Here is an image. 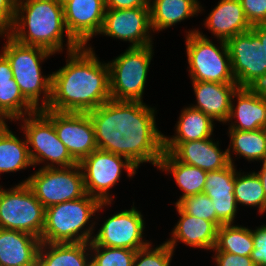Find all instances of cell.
Returning a JSON list of instances; mask_svg holds the SVG:
<instances>
[{
	"label": "cell",
	"mask_w": 266,
	"mask_h": 266,
	"mask_svg": "<svg viewBox=\"0 0 266 266\" xmlns=\"http://www.w3.org/2000/svg\"><path fill=\"white\" fill-rule=\"evenodd\" d=\"M87 113L98 149L123 156L137 168L146 162L158 167L164 149L154 107L143 101L110 99Z\"/></svg>",
	"instance_id": "obj_1"
},
{
	"label": "cell",
	"mask_w": 266,
	"mask_h": 266,
	"mask_svg": "<svg viewBox=\"0 0 266 266\" xmlns=\"http://www.w3.org/2000/svg\"><path fill=\"white\" fill-rule=\"evenodd\" d=\"M92 46L67 52L66 65L52 72L51 99L46 109L89 112L111 99L108 63Z\"/></svg>",
	"instance_id": "obj_2"
},
{
	"label": "cell",
	"mask_w": 266,
	"mask_h": 266,
	"mask_svg": "<svg viewBox=\"0 0 266 266\" xmlns=\"http://www.w3.org/2000/svg\"><path fill=\"white\" fill-rule=\"evenodd\" d=\"M64 35L67 37V52L80 47L67 31L64 9L57 0H17L9 33L14 40L43 47L55 54L64 49Z\"/></svg>",
	"instance_id": "obj_3"
},
{
	"label": "cell",
	"mask_w": 266,
	"mask_h": 266,
	"mask_svg": "<svg viewBox=\"0 0 266 266\" xmlns=\"http://www.w3.org/2000/svg\"><path fill=\"white\" fill-rule=\"evenodd\" d=\"M110 204L112 203L101 202L96 197L86 194L73 201L49 206L45 209L41 243L91 242L94 226L97 225L91 217H94L102 207ZM91 221L93 222L89 224Z\"/></svg>",
	"instance_id": "obj_4"
},
{
	"label": "cell",
	"mask_w": 266,
	"mask_h": 266,
	"mask_svg": "<svg viewBox=\"0 0 266 266\" xmlns=\"http://www.w3.org/2000/svg\"><path fill=\"white\" fill-rule=\"evenodd\" d=\"M2 54L8 59L14 80L22 95L37 109L48 107L51 99V74L43 75L41 62L54 55L51 51L32 45H24L6 35ZM41 103H39L41 99ZM41 104V105H40Z\"/></svg>",
	"instance_id": "obj_5"
},
{
	"label": "cell",
	"mask_w": 266,
	"mask_h": 266,
	"mask_svg": "<svg viewBox=\"0 0 266 266\" xmlns=\"http://www.w3.org/2000/svg\"><path fill=\"white\" fill-rule=\"evenodd\" d=\"M185 39L192 82L236 83L225 41L220 40L218 48L199 29L187 31Z\"/></svg>",
	"instance_id": "obj_6"
},
{
	"label": "cell",
	"mask_w": 266,
	"mask_h": 266,
	"mask_svg": "<svg viewBox=\"0 0 266 266\" xmlns=\"http://www.w3.org/2000/svg\"><path fill=\"white\" fill-rule=\"evenodd\" d=\"M153 45L128 47L124 53L108 62L110 95L116 101H143Z\"/></svg>",
	"instance_id": "obj_7"
},
{
	"label": "cell",
	"mask_w": 266,
	"mask_h": 266,
	"mask_svg": "<svg viewBox=\"0 0 266 266\" xmlns=\"http://www.w3.org/2000/svg\"><path fill=\"white\" fill-rule=\"evenodd\" d=\"M19 120L23 123L19 125L25 135L34 166L44 163L41 168H58L78 164L58 138L54 124L40 110L17 121Z\"/></svg>",
	"instance_id": "obj_8"
},
{
	"label": "cell",
	"mask_w": 266,
	"mask_h": 266,
	"mask_svg": "<svg viewBox=\"0 0 266 266\" xmlns=\"http://www.w3.org/2000/svg\"><path fill=\"white\" fill-rule=\"evenodd\" d=\"M45 208L25 183L4 189L0 185V228L27 232L41 239Z\"/></svg>",
	"instance_id": "obj_9"
},
{
	"label": "cell",
	"mask_w": 266,
	"mask_h": 266,
	"mask_svg": "<svg viewBox=\"0 0 266 266\" xmlns=\"http://www.w3.org/2000/svg\"><path fill=\"white\" fill-rule=\"evenodd\" d=\"M27 184L38 201L49 206L84 197L83 172L79 164L70 167L39 168L20 184Z\"/></svg>",
	"instance_id": "obj_10"
},
{
	"label": "cell",
	"mask_w": 266,
	"mask_h": 266,
	"mask_svg": "<svg viewBox=\"0 0 266 266\" xmlns=\"http://www.w3.org/2000/svg\"><path fill=\"white\" fill-rule=\"evenodd\" d=\"M78 164L83 172L86 193L101 202L113 201L109 191L120 181L123 170L126 169L127 176L132 177L138 169L127 158L100 149Z\"/></svg>",
	"instance_id": "obj_11"
},
{
	"label": "cell",
	"mask_w": 266,
	"mask_h": 266,
	"mask_svg": "<svg viewBox=\"0 0 266 266\" xmlns=\"http://www.w3.org/2000/svg\"><path fill=\"white\" fill-rule=\"evenodd\" d=\"M231 70L239 87L266 88V51L259 37L249 30L227 42Z\"/></svg>",
	"instance_id": "obj_12"
},
{
	"label": "cell",
	"mask_w": 266,
	"mask_h": 266,
	"mask_svg": "<svg viewBox=\"0 0 266 266\" xmlns=\"http://www.w3.org/2000/svg\"><path fill=\"white\" fill-rule=\"evenodd\" d=\"M40 111L54 124L58 138L78 163L98 149L93 122L88 113Z\"/></svg>",
	"instance_id": "obj_13"
},
{
	"label": "cell",
	"mask_w": 266,
	"mask_h": 266,
	"mask_svg": "<svg viewBox=\"0 0 266 266\" xmlns=\"http://www.w3.org/2000/svg\"><path fill=\"white\" fill-rule=\"evenodd\" d=\"M143 215L134 207L108 217L93 236L90 246H105L139 250L150 241L143 239Z\"/></svg>",
	"instance_id": "obj_14"
},
{
	"label": "cell",
	"mask_w": 266,
	"mask_h": 266,
	"mask_svg": "<svg viewBox=\"0 0 266 266\" xmlns=\"http://www.w3.org/2000/svg\"><path fill=\"white\" fill-rule=\"evenodd\" d=\"M149 7L106 9L99 35L129 41V47L152 45Z\"/></svg>",
	"instance_id": "obj_15"
},
{
	"label": "cell",
	"mask_w": 266,
	"mask_h": 266,
	"mask_svg": "<svg viewBox=\"0 0 266 266\" xmlns=\"http://www.w3.org/2000/svg\"><path fill=\"white\" fill-rule=\"evenodd\" d=\"M64 20L69 35L80 45L88 42L102 29L105 0H72L64 6Z\"/></svg>",
	"instance_id": "obj_16"
},
{
	"label": "cell",
	"mask_w": 266,
	"mask_h": 266,
	"mask_svg": "<svg viewBox=\"0 0 266 266\" xmlns=\"http://www.w3.org/2000/svg\"><path fill=\"white\" fill-rule=\"evenodd\" d=\"M234 98L237 99L235 106ZM232 100L226 121L231 122L229 129L253 131L266 125V88L238 87Z\"/></svg>",
	"instance_id": "obj_17"
},
{
	"label": "cell",
	"mask_w": 266,
	"mask_h": 266,
	"mask_svg": "<svg viewBox=\"0 0 266 266\" xmlns=\"http://www.w3.org/2000/svg\"><path fill=\"white\" fill-rule=\"evenodd\" d=\"M236 167L230 163L227 167L209 171L206 175L203 193L211 198L217 218L223 224H233L238 207L234 196Z\"/></svg>",
	"instance_id": "obj_18"
},
{
	"label": "cell",
	"mask_w": 266,
	"mask_h": 266,
	"mask_svg": "<svg viewBox=\"0 0 266 266\" xmlns=\"http://www.w3.org/2000/svg\"><path fill=\"white\" fill-rule=\"evenodd\" d=\"M175 207L180 218L171 232L172 236L165 242L173 250L177 242H182L192 248L212 251L216 245L218 227L211 221L183 212L176 204Z\"/></svg>",
	"instance_id": "obj_19"
},
{
	"label": "cell",
	"mask_w": 266,
	"mask_h": 266,
	"mask_svg": "<svg viewBox=\"0 0 266 266\" xmlns=\"http://www.w3.org/2000/svg\"><path fill=\"white\" fill-rule=\"evenodd\" d=\"M197 104L192 108L202 111L213 121H226L230 114L233 93L239 87L236 83L192 82Z\"/></svg>",
	"instance_id": "obj_20"
},
{
	"label": "cell",
	"mask_w": 266,
	"mask_h": 266,
	"mask_svg": "<svg viewBox=\"0 0 266 266\" xmlns=\"http://www.w3.org/2000/svg\"><path fill=\"white\" fill-rule=\"evenodd\" d=\"M171 154L180 162L198 167L206 172L227 167L228 151L219 148V141L212 138L180 143Z\"/></svg>",
	"instance_id": "obj_21"
},
{
	"label": "cell",
	"mask_w": 266,
	"mask_h": 266,
	"mask_svg": "<svg viewBox=\"0 0 266 266\" xmlns=\"http://www.w3.org/2000/svg\"><path fill=\"white\" fill-rule=\"evenodd\" d=\"M40 238L0 228V266H37Z\"/></svg>",
	"instance_id": "obj_22"
},
{
	"label": "cell",
	"mask_w": 266,
	"mask_h": 266,
	"mask_svg": "<svg viewBox=\"0 0 266 266\" xmlns=\"http://www.w3.org/2000/svg\"><path fill=\"white\" fill-rule=\"evenodd\" d=\"M217 38L227 42L237 34L251 30L239 0H220L206 17L204 24Z\"/></svg>",
	"instance_id": "obj_23"
},
{
	"label": "cell",
	"mask_w": 266,
	"mask_h": 266,
	"mask_svg": "<svg viewBox=\"0 0 266 266\" xmlns=\"http://www.w3.org/2000/svg\"><path fill=\"white\" fill-rule=\"evenodd\" d=\"M178 119L174 136L163 135L164 152L171 153L182 142L208 139L213 135L214 121L191 105L181 110Z\"/></svg>",
	"instance_id": "obj_24"
},
{
	"label": "cell",
	"mask_w": 266,
	"mask_h": 266,
	"mask_svg": "<svg viewBox=\"0 0 266 266\" xmlns=\"http://www.w3.org/2000/svg\"><path fill=\"white\" fill-rule=\"evenodd\" d=\"M37 266H91L90 242L41 243Z\"/></svg>",
	"instance_id": "obj_25"
},
{
	"label": "cell",
	"mask_w": 266,
	"mask_h": 266,
	"mask_svg": "<svg viewBox=\"0 0 266 266\" xmlns=\"http://www.w3.org/2000/svg\"><path fill=\"white\" fill-rule=\"evenodd\" d=\"M149 9L153 33L170 28L204 10L198 0H149Z\"/></svg>",
	"instance_id": "obj_26"
},
{
	"label": "cell",
	"mask_w": 266,
	"mask_h": 266,
	"mask_svg": "<svg viewBox=\"0 0 266 266\" xmlns=\"http://www.w3.org/2000/svg\"><path fill=\"white\" fill-rule=\"evenodd\" d=\"M157 169L171 173L182 190L177 202L186 196L203 193L207 172L178 161L170 152H163Z\"/></svg>",
	"instance_id": "obj_27"
},
{
	"label": "cell",
	"mask_w": 266,
	"mask_h": 266,
	"mask_svg": "<svg viewBox=\"0 0 266 266\" xmlns=\"http://www.w3.org/2000/svg\"><path fill=\"white\" fill-rule=\"evenodd\" d=\"M34 166L26 138L19 139L5 124L0 129V173L17 172Z\"/></svg>",
	"instance_id": "obj_28"
},
{
	"label": "cell",
	"mask_w": 266,
	"mask_h": 266,
	"mask_svg": "<svg viewBox=\"0 0 266 266\" xmlns=\"http://www.w3.org/2000/svg\"><path fill=\"white\" fill-rule=\"evenodd\" d=\"M228 133L230 144L227 151L230 163L234 164L235 161L230 152L239 155V158L242 156L249 162L266 160V140L261 129L253 131L229 129Z\"/></svg>",
	"instance_id": "obj_29"
},
{
	"label": "cell",
	"mask_w": 266,
	"mask_h": 266,
	"mask_svg": "<svg viewBox=\"0 0 266 266\" xmlns=\"http://www.w3.org/2000/svg\"><path fill=\"white\" fill-rule=\"evenodd\" d=\"M253 249L252 229L234 224H223L217 229V241L212 251L250 256Z\"/></svg>",
	"instance_id": "obj_30"
},
{
	"label": "cell",
	"mask_w": 266,
	"mask_h": 266,
	"mask_svg": "<svg viewBox=\"0 0 266 266\" xmlns=\"http://www.w3.org/2000/svg\"><path fill=\"white\" fill-rule=\"evenodd\" d=\"M36 111L38 110L22 95L14 78L0 81V115L5 121H16Z\"/></svg>",
	"instance_id": "obj_31"
},
{
	"label": "cell",
	"mask_w": 266,
	"mask_h": 266,
	"mask_svg": "<svg viewBox=\"0 0 266 266\" xmlns=\"http://www.w3.org/2000/svg\"><path fill=\"white\" fill-rule=\"evenodd\" d=\"M247 174V175H246ZM234 196L238 204L257 207L262 215L266 212V198L260 177L256 171L245 173L238 172L235 176Z\"/></svg>",
	"instance_id": "obj_32"
},
{
	"label": "cell",
	"mask_w": 266,
	"mask_h": 266,
	"mask_svg": "<svg viewBox=\"0 0 266 266\" xmlns=\"http://www.w3.org/2000/svg\"><path fill=\"white\" fill-rule=\"evenodd\" d=\"M136 252L126 248L90 246L91 266H132Z\"/></svg>",
	"instance_id": "obj_33"
},
{
	"label": "cell",
	"mask_w": 266,
	"mask_h": 266,
	"mask_svg": "<svg viewBox=\"0 0 266 266\" xmlns=\"http://www.w3.org/2000/svg\"><path fill=\"white\" fill-rule=\"evenodd\" d=\"M175 204L185 213L196 218L213 222L218 228L223 223L217 218L211 198L204 193L190 195L180 199Z\"/></svg>",
	"instance_id": "obj_34"
},
{
	"label": "cell",
	"mask_w": 266,
	"mask_h": 266,
	"mask_svg": "<svg viewBox=\"0 0 266 266\" xmlns=\"http://www.w3.org/2000/svg\"><path fill=\"white\" fill-rule=\"evenodd\" d=\"M174 250L166 243L152 248L150 242L147 246L137 250L132 266H170Z\"/></svg>",
	"instance_id": "obj_35"
},
{
	"label": "cell",
	"mask_w": 266,
	"mask_h": 266,
	"mask_svg": "<svg viewBox=\"0 0 266 266\" xmlns=\"http://www.w3.org/2000/svg\"><path fill=\"white\" fill-rule=\"evenodd\" d=\"M251 26L266 24V0H239Z\"/></svg>",
	"instance_id": "obj_36"
},
{
	"label": "cell",
	"mask_w": 266,
	"mask_h": 266,
	"mask_svg": "<svg viewBox=\"0 0 266 266\" xmlns=\"http://www.w3.org/2000/svg\"><path fill=\"white\" fill-rule=\"evenodd\" d=\"M254 249L250 258L256 266H266V225H261L253 230Z\"/></svg>",
	"instance_id": "obj_37"
},
{
	"label": "cell",
	"mask_w": 266,
	"mask_h": 266,
	"mask_svg": "<svg viewBox=\"0 0 266 266\" xmlns=\"http://www.w3.org/2000/svg\"><path fill=\"white\" fill-rule=\"evenodd\" d=\"M17 0H0V37L9 35L16 11Z\"/></svg>",
	"instance_id": "obj_38"
},
{
	"label": "cell",
	"mask_w": 266,
	"mask_h": 266,
	"mask_svg": "<svg viewBox=\"0 0 266 266\" xmlns=\"http://www.w3.org/2000/svg\"><path fill=\"white\" fill-rule=\"evenodd\" d=\"M217 266H256L250 256L235 255L229 252L214 251Z\"/></svg>",
	"instance_id": "obj_39"
},
{
	"label": "cell",
	"mask_w": 266,
	"mask_h": 266,
	"mask_svg": "<svg viewBox=\"0 0 266 266\" xmlns=\"http://www.w3.org/2000/svg\"><path fill=\"white\" fill-rule=\"evenodd\" d=\"M149 7V0H105L106 9Z\"/></svg>",
	"instance_id": "obj_40"
},
{
	"label": "cell",
	"mask_w": 266,
	"mask_h": 266,
	"mask_svg": "<svg viewBox=\"0 0 266 266\" xmlns=\"http://www.w3.org/2000/svg\"><path fill=\"white\" fill-rule=\"evenodd\" d=\"M14 78L8 59L0 52V81Z\"/></svg>",
	"instance_id": "obj_41"
},
{
	"label": "cell",
	"mask_w": 266,
	"mask_h": 266,
	"mask_svg": "<svg viewBox=\"0 0 266 266\" xmlns=\"http://www.w3.org/2000/svg\"><path fill=\"white\" fill-rule=\"evenodd\" d=\"M251 30L259 37L260 43L264 45L266 51V24L253 25Z\"/></svg>",
	"instance_id": "obj_42"
},
{
	"label": "cell",
	"mask_w": 266,
	"mask_h": 266,
	"mask_svg": "<svg viewBox=\"0 0 266 266\" xmlns=\"http://www.w3.org/2000/svg\"><path fill=\"white\" fill-rule=\"evenodd\" d=\"M256 173L262 181V185H263V189H264V193H265V198H266V160L263 161V165H262L261 170L259 172H256Z\"/></svg>",
	"instance_id": "obj_43"
},
{
	"label": "cell",
	"mask_w": 266,
	"mask_h": 266,
	"mask_svg": "<svg viewBox=\"0 0 266 266\" xmlns=\"http://www.w3.org/2000/svg\"><path fill=\"white\" fill-rule=\"evenodd\" d=\"M7 121L3 119V117L0 115V129L6 124Z\"/></svg>",
	"instance_id": "obj_44"
},
{
	"label": "cell",
	"mask_w": 266,
	"mask_h": 266,
	"mask_svg": "<svg viewBox=\"0 0 266 266\" xmlns=\"http://www.w3.org/2000/svg\"><path fill=\"white\" fill-rule=\"evenodd\" d=\"M62 6H64L67 2L72 0H57Z\"/></svg>",
	"instance_id": "obj_45"
},
{
	"label": "cell",
	"mask_w": 266,
	"mask_h": 266,
	"mask_svg": "<svg viewBox=\"0 0 266 266\" xmlns=\"http://www.w3.org/2000/svg\"><path fill=\"white\" fill-rule=\"evenodd\" d=\"M261 130H262V132H263V134H264V137H265V140H266V125L263 126V127L261 128Z\"/></svg>",
	"instance_id": "obj_46"
}]
</instances>
